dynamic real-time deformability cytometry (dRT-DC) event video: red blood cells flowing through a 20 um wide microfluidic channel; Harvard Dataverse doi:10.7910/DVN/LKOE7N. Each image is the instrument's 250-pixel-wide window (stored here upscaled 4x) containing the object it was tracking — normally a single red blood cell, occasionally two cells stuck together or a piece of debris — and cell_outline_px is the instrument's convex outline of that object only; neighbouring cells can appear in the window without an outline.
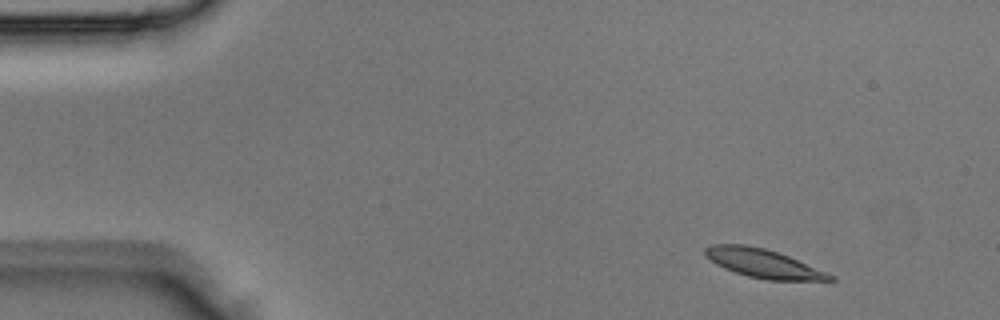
{"species": "Egyptian fruit bat (a non-hibernating species)", "species_latin": "Rousettus aegyptiacus", "temperature_condition": "room temperature", "stored_images_in_passage": 3, "camera_frame_rate_fps": 3000, "um_per_image_px": 0.085, "animal": {"sex": "male"}, "frame": {"image": 1, "passage_image": 1, "time_ms": 0.0, "image_size_px": [1000, 320], "cell_outline_px": [[836, 280], [768, 280], [748, 276], [724, 268], [716, 264], [704, 256], [704, 248], [712, 244], [744, 244], [764, 248], [788, 256], [836, 276]], "centroid_in_image_um": [64.84, 22.38], "position_along_channel_um": 20.2, "area_um2": 20.69}}
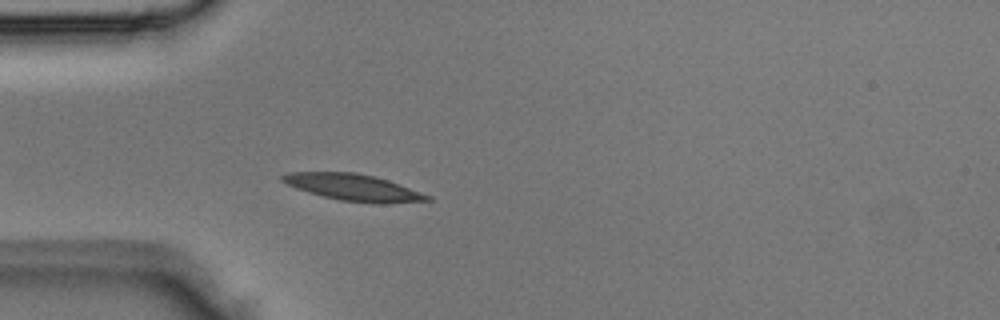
{"frame": {"image": 2, "passage_image": 3, "time_ms": 0.667, "image_size_px": [1000, 320], "cell_outline_px": [[432, 200], [384, 204], [372, 204], [340, 200], [308, 192], [296, 188], [280, 180], [280, 176], [288, 172], [356, 172], [376, 176], [388, 180], [432, 196]], "centroid_in_image_um": [30.06, 15.93], "position_along_channel_um": 54.9, "area_um2": 22.6}}